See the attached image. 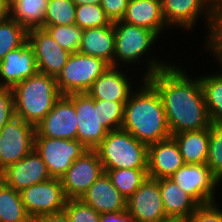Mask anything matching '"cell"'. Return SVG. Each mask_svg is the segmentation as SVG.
I'll list each match as a JSON object with an SVG mask.
<instances>
[{
  "label": "cell",
  "instance_id": "cell-17",
  "mask_svg": "<svg viewBox=\"0 0 222 222\" xmlns=\"http://www.w3.org/2000/svg\"><path fill=\"white\" fill-rule=\"evenodd\" d=\"M161 6L162 15L167 25L178 24L185 29L192 28L198 15L205 8L207 10L205 9L204 13L208 16V23L211 25L220 9L213 0H161Z\"/></svg>",
  "mask_w": 222,
  "mask_h": 222
},
{
  "label": "cell",
  "instance_id": "cell-23",
  "mask_svg": "<svg viewBox=\"0 0 222 222\" xmlns=\"http://www.w3.org/2000/svg\"><path fill=\"white\" fill-rule=\"evenodd\" d=\"M122 21L152 30L157 35L167 25L162 15L161 0H129Z\"/></svg>",
  "mask_w": 222,
  "mask_h": 222
},
{
  "label": "cell",
  "instance_id": "cell-9",
  "mask_svg": "<svg viewBox=\"0 0 222 222\" xmlns=\"http://www.w3.org/2000/svg\"><path fill=\"white\" fill-rule=\"evenodd\" d=\"M73 103L77 116V140L88 150H94L108 131L100 123L99 100L87 93L66 95Z\"/></svg>",
  "mask_w": 222,
  "mask_h": 222
},
{
  "label": "cell",
  "instance_id": "cell-31",
  "mask_svg": "<svg viewBox=\"0 0 222 222\" xmlns=\"http://www.w3.org/2000/svg\"><path fill=\"white\" fill-rule=\"evenodd\" d=\"M76 5L72 0H48L44 27L55 25H74Z\"/></svg>",
  "mask_w": 222,
  "mask_h": 222
},
{
  "label": "cell",
  "instance_id": "cell-39",
  "mask_svg": "<svg viewBox=\"0 0 222 222\" xmlns=\"http://www.w3.org/2000/svg\"><path fill=\"white\" fill-rule=\"evenodd\" d=\"M208 28H210L208 49L214 51L222 65V8L217 11L212 24Z\"/></svg>",
  "mask_w": 222,
  "mask_h": 222
},
{
  "label": "cell",
  "instance_id": "cell-41",
  "mask_svg": "<svg viewBox=\"0 0 222 222\" xmlns=\"http://www.w3.org/2000/svg\"><path fill=\"white\" fill-rule=\"evenodd\" d=\"M100 222H136L131 215L125 211L102 213Z\"/></svg>",
  "mask_w": 222,
  "mask_h": 222
},
{
  "label": "cell",
  "instance_id": "cell-24",
  "mask_svg": "<svg viewBox=\"0 0 222 222\" xmlns=\"http://www.w3.org/2000/svg\"><path fill=\"white\" fill-rule=\"evenodd\" d=\"M158 182L167 217L188 219L199 204L170 178L158 179Z\"/></svg>",
  "mask_w": 222,
  "mask_h": 222
},
{
  "label": "cell",
  "instance_id": "cell-43",
  "mask_svg": "<svg viewBox=\"0 0 222 222\" xmlns=\"http://www.w3.org/2000/svg\"><path fill=\"white\" fill-rule=\"evenodd\" d=\"M7 7V0H0V21L8 15Z\"/></svg>",
  "mask_w": 222,
  "mask_h": 222
},
{
  "label": "cell",
  "instance_id": "cell-33",
  "mask_svg": "<svg viewBox=\"0 0 222 222\" xmlns=\"http://www.w3.org/2000/svg\"><path fill=\"white\" fill-rule=\"evenodd\" d=\"M75 24L81 29L112 25L100 4H84L76 6Z\"/></svg>",
  "mask_w": 222,
  "mask_h": 222
},
{
  "label": "cell",
  "instance_id": "cell-4",
  "mask_svg": "<svg viewBox=\"0 0 222 222\" xmlns=\"http://www.w3.org/2000/svg\"><path fill=\"white\" fill-rule=\"evenodd\" d=\"M104 168L147 169L148 146L124 129L108 132L94 149Z\"/></svg>",
  "mask_w": 222,
  "mask_h": 222
},
{
  "label": "cell",
  "instance_id": "cell-42",
  "mask_svg": "<svg viewBox=\"0 0 222 222\" xmlns=\"http://www.w3.org/2000/svg\"><path fill=\"white\" fill-rule=\"evenodd\" d=\"M33 222H70L66 213L60 212L55 214L40 215L33 219Z\"/></svg>",
  "mask_w": 222,
  "mask_h": 222
},
{
  "label": "cell",
  "instance_id": "cell-11",
  "mask_svg": "<svg viewBox=\"0 0 222 222\" xmlns=\"http://www.w3.org/2000/svg\"><path fill=\"white\" fill-rule=\"evenodd\" d=\"M103 173L104 168L97 152L86 151L60 178L67 199H80Z\"/></svg>",
  "mask_w": 222,
  "mask_h": 222
},
{
  "label": "cell",
  "instance_id": "cell-26",
  "mask_svg": "<svg viewBox=\"0 0 222 222\" xmlns=\"http://www.w3.org/2000/svg\"><path fill=\"white\" fill-rule=\"evenodd\" d=\"M47 4L48 0H9L8 16L27 30L40 29L44 27Z\"/></svg>",
  "mask_w": 222,
  "mask_h": 222
},
{
  "label": "cell",
  "instance_id": "cell-44",
  "mask_svg": "<svg viewBox=\"0 0 222 222\" xmlns=\"http://www.w3.org/2000/svg\"><path fill=\"white\" fill-rule=\"evenodd\" d=\"M76 6L84 4H101V0H72Z\"/></svg>",
  "mask_w": 222,
  "mask_h": 222
},
{
  "label": "cell",
  "instance_id": "cell-35",
  "mask_svg": "<svg viewBox=\"0 0 222 222\" xmlns=\"http://www.w3.org/2000/svg\"><path fill=\"white\" fill-rule=\"evenodd\" d=\"M124 106L122 102L99 100L100 123L108 132L121 129Z\"/></svg>",
  "mask_w": 222,
  "mask_h": 222
},
{
  "label": "cell",
  "instance_id": "cell-3",
  "mask_svg": "<svg viewBox=\"0 0 222 222\" xmlns=\"http://www.w3.org/2000/svg\"><path fill=\"white\" fill-rule=\"evenodd\" d=\"M15 116L37 126L62 96L56 78L37 72L13 88Z\"/></svg>",
  "mask_w": 222,
  "mask_h": 222
},
{
  "label": "cell",
  "instance_id": "cell-16",
  "mask_svg": "<svg viewBox=\"0 0 222 222\" xmlns=\"http://www.w3.org/2000/svg\"><path fill=\"white\" fill-rule=\"evenodd\" d=\"M51 178L45 162L35 149L0 173V179L17 191Z\"/></svg>",
  "mask_w": 222,
  "mask_h": 222
},
{
  "label": "cell",
  "instance_id": "cell-32",
  "mask_svg": "<svg viewBox=\"0 0 222 222\" xmlns=\"http://www.w3.org/2000/svg\"><path fill=\"white\" fill-rule=\"evenodd\" d=\"M63 49L70 53L78 51L81 44L82 32L78 25H55L43 27Z\"/></svg>",
  "mask_w": 222,
  "mask_h": 222
},
{
  "label": "cell",
  "instance_id": "cell-29",
  "mask_svg": "<svg viewBox=\"0 0 222 222\" xmlns=\"http://www.w3.org/2000/svg\"><path fill=\"white\" fill-rule=\"evenodd\" d=\"M28 41V30L8 15L0 21V62L4 56Z\"/></svg>",
  "mask_w": 222,
  "mask_h": 222
},
{
  "label": "cell",
  "instance_id": "cell-21",
  "mask_svg": "<svg viewBox=\"0 0 222 222\" xmlns=\"http://www.w3.org/2000/svg\"><path fill=\"white\" fill-rule=\"evenodd\" d=\"M130 87L126 75L116 66H109L86 93L96 100L122 102L125 105L131 95Z\"/></svg>",
  "mask_w": 222,
  "mask_h": 222
},
{
  "label": "cell",
  "instance_id": "cell-37",
  "mask_svg": "<svg viewBox=\"0 0 222 222\" xmlns=\"http://www.w3.org/2000/svg\"><path fill=\"white\" fill-rule=\"evenodd\" d=\"M15 117L14 92L12 88L0 87V130Z\"/></svg>",
  "mask_w": 222,
  "mask_h": 222
},
{
  "label": "cell",
  "instance_id": "cell-27",
  "mask_svg": "<svg viewBox=\"0 0 222 222\" xmlns=\"http://www.w3.org/2000/svg\"><path fill=\"white\" fill-rule=\"evenodd\" d=\"M0 222H33L21 200L20 191L0 179Z\"/></svg>",
  "mask_w": 222,
  "mask_h": 222
},
{
  "label": "cell",
  "instance_id": "cell-25",
  "mask_svg": "<svg viewBox=\"0 0 222 222\" xmlns=\"http://www.w3.org/2000/svg\"><path fill=\"white\" fill-rule=\"evenodd\" d=\"M171 137L175 140L185 164L207 163L210 127L173 134Z\"/></svg>",
  "mask_w": 222,
  "mask_h": 222
},
{
  "label": "cell",
  "instance_id": "cell-14",
  "mask_svg": "<svg viewBox=\"0 0 222 222\" xmlns=\"http://www.w3.org/2000/svg\"><path fill=\"white\" fill-rule=\"evenodd\" d=\"M77 125L75 107L66 95H62L52 110L35 127V136L77 139Z\"/></svg>",
  "mask_w": 222,
  "mask_h": 222
},
{
  "label": "cell",
  "instance_id": "cell-5",
  "mask_svg": "<svg viewBox=\"0 0 222 222\" xmlns=\"http://www.w3.org/2000/svg\"><path fill=\"white\" fill-rule=\"evenodd\" d=\"M109 66L101 58L80 52L71 53L67 63L56 77V84L61 95L86 93Z\"/></svg>",
  "mask_w": 222,
  "mask_h": 222
},
{
  "label": "cell",
  "instance_id": "cell-18",
  "mask_svg": "<svg viewBox=\"0 0 222 222\" xmlns=\"http://www.w3.org/2000/svg\"><path fill=\"white\" fill-rule=\"evenodd\" d=\"M38 72L33 47L27 41L8 52L0 62V87L13 88Z\"/></svg>",
  "mask_w": 222,
  "mask_h": 222
},
{
  "label": "cell",
  "instance_id": "cell-20",
  "mask_svg": "<svg viewBox=\"0 0 222 222\" xmlns=\"http://www.w3.org/2000/svg\"><path fill=\"white\" fill-rule=\"evenodd\" d=\"M80 200L100 214L126 210V198L117 190L105 172L89 187Z\"/></svg>",
  "mask_w": 222,
  "mask_h": 222
},
{
  "label": "cell",
  "instance_id": "cell-10",
  "mask_svg": "<svg viewBox=\"0 0 222 222\" xmlns=\"http://www.w3.org/2000/svg\"><path fill=\"white\" fill-rule=\"evenodd\" d=\"M115 53L114 66H117L116 59L122 63H132L140 56L146 54L158 35L152 30L131 25L126 22H114Z\"/></svg>",
  "mask_w": 222,
  "mask_h": 222
},
{
  "label": "cell",
  "instance_id": "cell-38",
  "mask_svg": "<svg viewBox=\"0 0 222 222\" xmlns=\"http://www.w3.org/2000/svg\"><path fill=\"white\" fill-rule=\"evenodd\" d=\"M184 222H222V210L217 208L215 202L199 205Z\"/></svg>",
  "mask_w": 222,
  "mask_h": 222
},
{
  "label": "cell",
  "instance_id": "cell-40",
  "mask_svg": "<svg viewBox=\"0 0 222 222\" xmlns=\"http://www.w3.org/2000/svg\"><path fill=\"white\" fill-rule=\"evenodd\" d=\"M129 0H101V7L112 23L121 21L127 10Z\"/></svg>",
  "mask_w": 222,
  "mask_h": 222
},
{
  "label": "cell",
  "instance_id": "cell-30",
  "mask_svg": "<svg viewBox=\"0 0 222 222\" xmlns=\"http://www.w3.org/2000/svg\"><path fill=\"white\" fill-rule=\"evenodd\" d=\"M105 173L117 190L128 199L148 177L147 169H109Z\"/></svg>",
  "mask_w": 222,
  "mask_h": 222
},
{
  "label": "cell",
  "instance_id": "cell-6",
  "mask_svg": "<svg viewBox=\"0 0 222 222\" xmlns=\"http://www.w3.org/2000/svg\"><path fill=\"white\" fill-rule=\"evenodd\" d=\"M34 149L45 162L52 178H61L72 163L88 149L77 139L35 136Z\"/></svg>",
  "mask_w": 222,
  "mask_h": 222
},
{
  "label": "cell",
  "instance_id": "cell-8",
  "mask_svg": "<svg viewBox=\"0 0 222 222\" xmlns=\"http://www.w3.org/2000/svg\"><path fill=\"white\" fill-rule=\"evenodd\" d=\"M21 200L32 220L40 215L63 212L67 197L60 178L33 184L20 191Z\"/></svg>",
  "mask_w": 222,
  "mask_h": 222
},
{
  "label": "cell",
  "instance_id": "cell-12",
  "mask_svg": "<svg viewBox=\"0 0 222 222\" xmlns=\"http://www.w3.org/2000/svg\"><path fill=\"white\" fill-rule=\"evenodd\" d=\"M199 205L214 201V190L219 181L207 164H184L169 177Z\"/></svg>",
  "mask_w": 222,
  "mask_h": 222
},
{
  "label": "cell",
  "instance_id": "cell-46",
  "mask_svg": "<svg viewBox=\"0 0 222 222\" xmlns=\"http://www.w3.org/2000/svg\"><path fill=\"white\" fill-rule=\"evenodd\" d=\"M219 8H222V0H213Z\"/></svg>",
  "mask_w": 222,
  "mask_h": 222
},
{
  "label": "cell",
  "instance_id": "cell-22",
  "mask_svg": "<svg viewBox=\"0 0 222 222\" xmlns=\"http://www.w3.org/2000/svg\"><path fill=\"white\" fill-rule=\"evenodd\" d=\"M77 52L101 58L110 66H114V23L108 26L84 29Z\"/></svg>",
  "mask_w": 222,
  "mask_h": 222
},
{
  "label": "cell",
  "instance_id": "cell-1",
  "mask_svg": "<svg viewBox=\"0 0 222 222\" xmlns=\"http://www.w3.org/2000/svg\"><path fill=\"white\" fill-rule=\"evenodd\" d=\"M148 65L145 79L161 96L170 134L209 128L212 122L200 80H189L183 70L170 64L150 60Z\"/></svg>",
  "mask_w": 222,
  "mask_h": 222
},
{
  "label": "cell",
  "instance_id": "cell-7",
  "mask_svg": "<svg viewBox=\"0 0 222 222\" xmlns=\"http://www.w3.org/2000/svg\"><path fill=\"white\" fill-rule=\"evenodd\" d=\"M35 126L13 117L0 130V173L34 149Z\"/></svg>",
  "mask_w": 222,
  "mask_h": 222
},
{
  "label": "cell",
  "instance_id": "cell-45",
  "mask_svg": "<svg viewBox=\"0 0 222 222\" xmlns=\"http://www.w3.org/2000/svg\"><path fill=\"white\" fill-rule=\"evenodd\" d=\"M154 222H184V221L179 218L166 217L162 220H158V221H154Z\"/></svg>",
  "mask_w": 222,
  "mask_h": 222
},
{
  "label": "cell",
  "instance_id": "cell-13",
  "mask_svg": "<svg viewBox=\"0 0 222 222\" xmlns=\"http://www.w3.org/2000/svg\"><path fill=\"white\" fill-rule=\"evenodd\" d=\"M126 210L136 222H154L166 218L158 179L147 177L126 199Z\"/></svg>",
  "mask_w": 222,
  "mask_h": 222
},
{
  "label": "cell",
  "instance_id": "cell-28",
  "mask_svg": "<svg viewBox=\"0 0 222 222\" xmlns=\"http://www.w3.org/2000/svg\"><path fill=\"white\" fill-rule=\"evenodd\" d=\"M212 123L222 124V74L199 79Z\"/></svg>",
  "mask_w": 222,
  "mask_h": 222
},
{
  "label": "cell",
  "instance_id": "cell-34",
  "mask_svg": "<svg viewBox=\"0 0 222 222\" xmlns=\"http://www.w3.org/2000/svg\"><path fill=\"white\" fill-rule=\"evenodd\" d=\"M207 166L213 176L222 179V124L212 123L210 126V141L207 157Z\"/></svg>",
  "mask_w": 222,
  "mask_h": 222
},
{
  "label": "cell",
  "instance_id": "cell-36",
  "mask_svg": "<svg viewBox=\"0 0 222 222\" xmlns=\"http://www.w3.org/2000/svg\"><path fill=\"white\" fill-rule=\"evenodd\" d=\"M70 222H100V213L80 199H68L63 210Z\"/></svg>",
  "mask_w": 222,
  "mask_h": 222
},
{
  "label": "cell",
  "instance_id": "cell-19",
  "mask_svg": "<svg viewBox=\"0 0 222 222\" xmlns=\"http://www.w3.org/2000/svg\"><path fill=\"white\" fill-rule=\"evenodd\" d=\"M184 164L183 157L172 137L148 146V177L169 178Z\"/></svg>",
  "mask_w": 222,
  "mask_h": 222
},
{
  "label": "cell",
  "instance_id": "cell-15",
  "mask_svg": "<svg viewBox=\"0 0 222 222\" xmlns=\"http://www.w3.org/2000/svg\"><path fill=\"white\" fill-rule=\"evenodd\" d=\"M38 72L57 77L71 53L63 49L44 29L28 30Z\"/></svg>",
  "mask_w": 222,
  "mask_h": 222
},
{
  "label": "cell",
  "instance_id": "cell-2",
  "mask_svg": "<svg viewBox=\"0 0 222 222\" xmlns=\"http://www.w3.org/2000/svg\"><path fill=\"white\" fill-rule=\"evenodd\" d=\"M143 89L131 94L124 106L121 128L149 146L171 137L166 113L157 89L144 79Z\"/></svg>",
  "mask_w": 222,
  "mask_h": 222
}]
</instances>
